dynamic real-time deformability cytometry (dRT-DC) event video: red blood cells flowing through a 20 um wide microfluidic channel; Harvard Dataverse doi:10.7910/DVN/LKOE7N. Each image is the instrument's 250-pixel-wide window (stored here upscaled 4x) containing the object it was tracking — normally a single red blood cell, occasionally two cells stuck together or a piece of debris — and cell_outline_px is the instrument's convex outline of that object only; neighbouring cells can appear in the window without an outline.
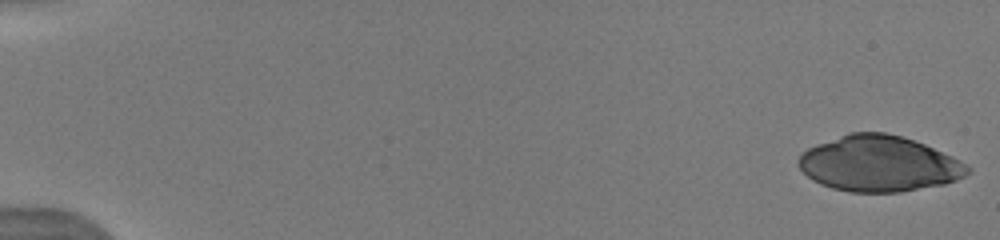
{"species": "human", "species_latin": "Homo sapiens", "temperature_condition": "warm", "stored_images_in_passage": 37, "camera_frame_rate_fps": 3000, "um_per_image_px": 0.085, "donor": {"sex": "male"}, "frame": {"image": 1, "passage_image": 1, "time_ms": 0.0, "image_size_px": [1000, 240], "cell_outline_px": [[972, 172], [956, 180], [944, 184], [900, 192], [848, 192], [832, 188], [820, 184], [812, 180], [800, 168], [800, 152], [816, 144], [848, 132], [884, 132], [900, 136], [924, 144], [952, 156], [960, 160], [972, 168]], "centroid_in_image_um": [74.72, 13.92], "position_along_channel_um": 10.3, "area_um2": 54.91}}